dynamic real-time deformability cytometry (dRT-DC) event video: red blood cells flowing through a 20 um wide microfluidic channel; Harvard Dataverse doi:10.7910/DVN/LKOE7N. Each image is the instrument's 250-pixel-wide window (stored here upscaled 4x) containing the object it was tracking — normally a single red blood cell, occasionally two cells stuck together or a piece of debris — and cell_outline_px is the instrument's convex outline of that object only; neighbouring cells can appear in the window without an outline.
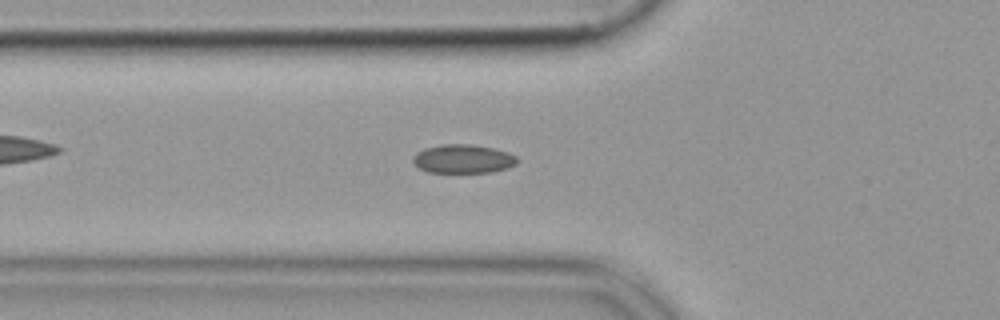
{"species": "common noctule bat (a hibernating species)", "species_latin": "Nyctalus noctula", "temperature_condition": "cold", "stored_images_in_passage": 48, "camera_frame_rate_fps": 3000, "um_per_image_px": 0.085, "animal": {"sex": "female", "body_mass_g": 19.9}, "frame": {"image": 1, "passage_image": 14, "time_ms": 4.333, "image_size_px": [1000, 320], "cell_outline_px": [[516, 164], [508, 168], [492, 172], [428, 172], [420, 168], [412, 160], [412, 156], [416, 152], [424, 148], [440, 144], [468, 144], [492, 148], [508, 152], [516, 156]], "centroid_in_image_um": [39.34, 13.5], "position_along_channel_um": 86.5, "area_um2": 17.4}}